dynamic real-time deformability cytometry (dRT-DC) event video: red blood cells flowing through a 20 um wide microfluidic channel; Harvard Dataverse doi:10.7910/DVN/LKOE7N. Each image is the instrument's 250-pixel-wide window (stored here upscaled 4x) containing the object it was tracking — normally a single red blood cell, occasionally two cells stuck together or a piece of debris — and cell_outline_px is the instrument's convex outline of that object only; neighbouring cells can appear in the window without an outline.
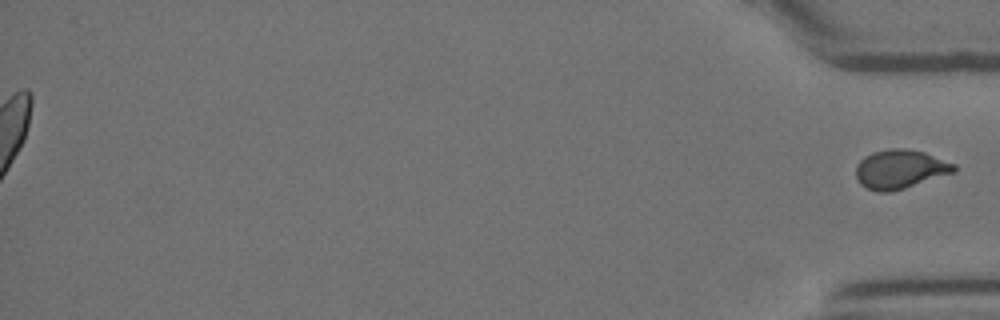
{"species": "Egyptian fruit bat (a non-hibernating species)", "species_latin": "Rousettus aegyptiacus", "temperature_condition": "room temperature", "stored_images_in_passage": 45, "segment_of_instrument_passage": [2, 2], "camera_frame_rate_fps": 3000, "um_per_image_px": 0.085, "animal": {"sex": "female"}, "frame": {"image": 1, "passage_image": 45, "time_ms": 14.667, "image_size_px": [1000, 320], "cell_outline_px": [[956, 172], [892, 192], [876, 192], [860, 184], [856, 180], [856, 164], [864, 156], [872, 152], [888, 148], [904, 148], [924, 152], [956, 164]], "centroid_in_image_um": [76.49, 14.38], "position_along_channel_um": 358.7, "area_um2": 22.54}}